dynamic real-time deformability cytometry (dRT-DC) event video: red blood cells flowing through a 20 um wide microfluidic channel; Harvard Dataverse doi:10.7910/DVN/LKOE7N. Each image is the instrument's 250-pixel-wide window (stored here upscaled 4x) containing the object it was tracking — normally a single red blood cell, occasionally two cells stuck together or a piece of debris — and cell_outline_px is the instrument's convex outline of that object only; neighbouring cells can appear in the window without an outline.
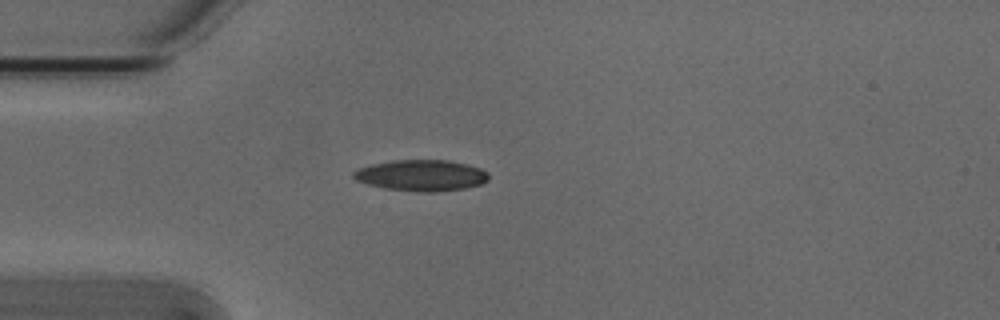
{"species": "Egyptian fruit bat (a non-hibernating species)", "species_latin": "Rousettus aegyptiacus", "temperature_condition": "cold", "stored_images_in_passage": 2, "camera_frame_rate_fps": 3000, "um_per_image_px": 0.085, "animal": {"sex": "male"}, "frame": {"image": 1, "passage_image": 1, "time_ms": 0.0, "image_size_px": [1000, 320], "cell_outline_px": [[488, 180], [480, 184], [464, 188], [436, 192], [420, 192], [384, 188], [368, 184], [356, 180], [352, 176], [352, 172], [356, 168], [372, 164], [392, 160], [448, 160], [468, 164], [480, 168], [488, 172]], "centroid_in_image_um": [35.79, 14.9], "position_along_channel_um": 49.2, "area_um2": 24.62}}